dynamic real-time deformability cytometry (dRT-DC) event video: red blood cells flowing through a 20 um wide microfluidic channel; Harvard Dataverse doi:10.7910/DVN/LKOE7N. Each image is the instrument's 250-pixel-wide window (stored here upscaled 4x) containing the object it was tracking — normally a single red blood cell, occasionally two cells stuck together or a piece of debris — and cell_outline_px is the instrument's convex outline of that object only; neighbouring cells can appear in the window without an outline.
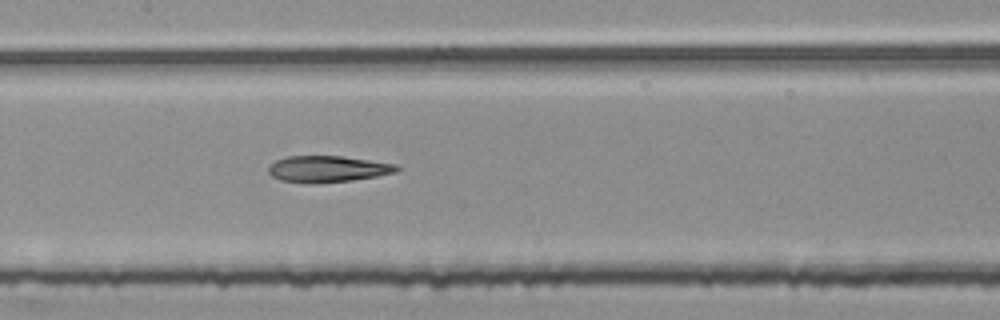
{"species": "common noctule bat (a hibernating species)", "species_latin": "Nyctalus noctula", "temperature_condition": "room temperature", "stored_images_in_passage": 55, "segment_of_instrument_passage": [2, 3], "camera_frame_rate_fps": 3000, "um_per_image_px": 0.085, "animal": {"sex": "female", "body_mass_g": 25.1}, "frame": {"image": 1, "passage_image": 26, "time_ms": 8.333, "image_size_px": [1000, 320], "cell_outline_px": [[400, 168], [396, 172], [376, 176], [352, 180], [280, 180], [272, 176], [268, 172], [268, 164], [276, 160], [288, 156], [340, 156], [396, 164]], "centroid_in_image_um": [27.86, 14.31], "position_along_channel_um": 179.5, "area_um2": 18.67}}
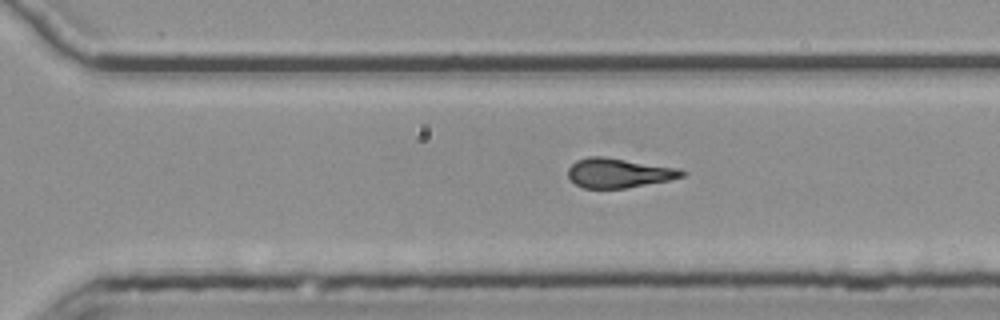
{"frame": {"image": 2, "passage_image": 37, "time_ms": 12.0, "image_size_px": [1000, 320], "cell_outline_px": [[688, 172], [684, 176], [672, 180], [624, 188], [584, 188], [576, 184], [568, 176], [568, 168], [576, 160], [588, 156], [604, 156], [680, 168]], "centroid_in_image_um": [52.64, 14.69], "position_along_channel_um": 318.0, "area_um2": 19.77}}
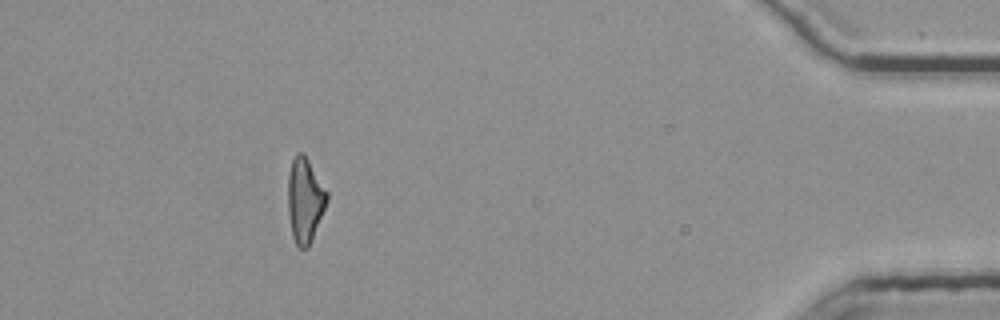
{"frame": {"image": 3, "passage_image": 49, "time_ms": 16.0, "image_size_px": [1000, 320], "cell_outline_px": [[328, 200], [312, 240], [308, 248], [300, 248], [296, 244], [292, 236], [288, 216], [288, 172], [292, 160], [296, 152], [300, 152], [308, 160], [328, 192]], "centroid_in_image_um": [25.9, 17.03], "position_along_channel_um": 409.3, "area_um2": 19.25}}